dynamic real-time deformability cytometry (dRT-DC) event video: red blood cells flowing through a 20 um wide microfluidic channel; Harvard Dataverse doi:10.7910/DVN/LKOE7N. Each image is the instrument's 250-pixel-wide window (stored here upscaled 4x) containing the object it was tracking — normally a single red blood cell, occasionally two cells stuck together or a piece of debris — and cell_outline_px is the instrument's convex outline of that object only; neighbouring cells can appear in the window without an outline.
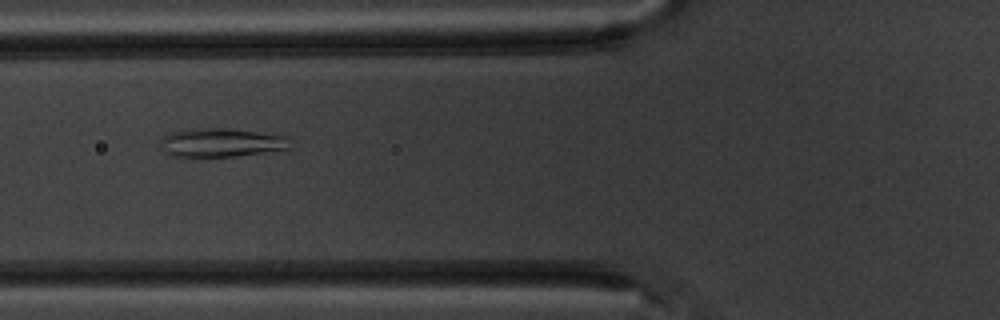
{"species": "common noctule bat (a hibernating species)", "species_latin": "Nyctalus noctula", "temperature_condition": "warm", "stored_images_in_passage": 5, "camera_frame_rate_fps": 3000, "um_per_image_px": 0.085, "animal": {"sex": "male", "body_mass_g": 20.1, "forearm_length_mm": 53.5}, "frame": {"image": 1, "passage_image": 3, "time_ms": 2.333, "image_size_px": [1000, 320], "cell_outline_px": [[288, 148], [232, 156], [192, 160], [180, 160], [168, 156], [164, 152], [164, 136], [180, 128], [224, 128], [288, 136]], "centroid_in_image_um": [18.64, 12.16], "position_along_channel_um": 107.2, "area_um2": 22.2}}